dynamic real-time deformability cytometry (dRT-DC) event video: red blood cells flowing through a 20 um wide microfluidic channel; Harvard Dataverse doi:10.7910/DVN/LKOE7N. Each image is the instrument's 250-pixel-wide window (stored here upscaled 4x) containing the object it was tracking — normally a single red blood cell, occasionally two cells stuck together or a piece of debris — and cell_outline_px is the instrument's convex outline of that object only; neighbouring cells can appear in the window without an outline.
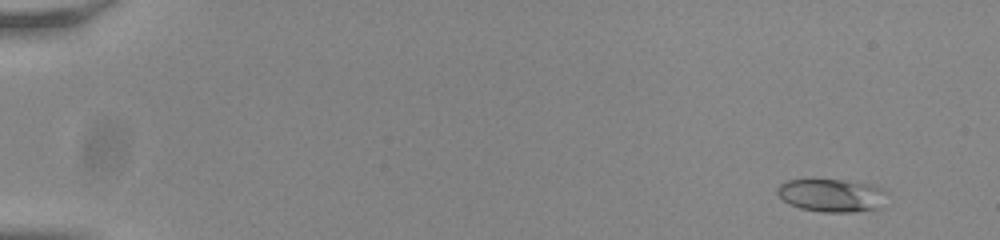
{"species": "common noctule bat (a hibernating species)", "species_latin": "Nyctalus noctula", "temperature_condition": "room temperature", "stored_images_in_passage": 56, "camera_frame_rate_fps": 3000, "um_per_image_px": 0.085, "animal": {"sex": "male", "body_mass_g": 20.0, "forearm_length_mm": 53.3}, "frame": {"image": 1, "passage_image": 5, "time_ms": 1.333, "image_size_px": [1000, 240], "cell_outline_px": [[888, 192], [880, 208], [852, 212], [824, 212], [800, 208], [788, 204], [776, 192], [776, 188], [780, 184], [788, 180], [812, 176], [872, 184]], "centroid_in_image_um": [70.64, 16.56], "position_along_channel_um": 14.4, "area_um2": 21.85}}
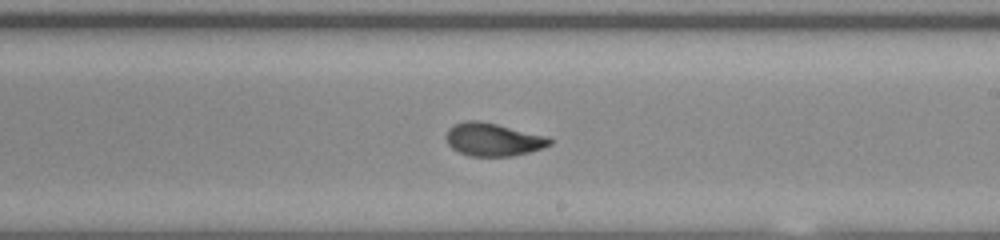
{"frame": {"image": 2, "passage_image": 35, "time_ms": 11.333, "image_size_px": [1000, 240], "cell_outline_px": [[552, 144], [528, 152], [512, 156], [472, 156], [460, 152], [452, 148], [448, 144], [444, 136], [448, 128], [456, 124], [468, 120], [480, 120], [548, 136], [552, 140]], "centroid_in_image_um": [41.89, 11.85], "position_along_channel_um": 247.1, "area_um2": 19.88}}
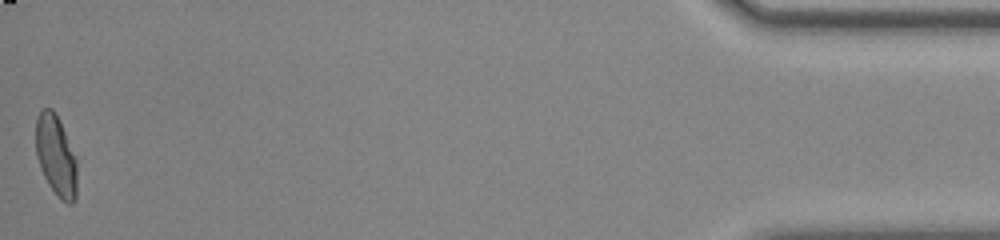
{"frame": {"image": 3, "passage_image": 56, "time_ms": 18.333, "image_size_px": [1000, 240], "cell_outline_px": [[76, 200], [72, 204], [68, 204], [60, 200], [48, 184], [40, 168], [36, 156], [36, 116], [44, 108], [52, 108], [76, 156]], "centroid_in_image_um": [4.75, 13.29], "position_along_channel_um": 430.5, "area_um2": 19.31}, "authors_computed_cell_mechanics": {"area_um2": 19.8254, "velocity_mm_per_s": 3.8216, "shape_relaxation_time_tau1_ms": 5.3763, "shape_relaxation_time_tau2_ms": 1.3284, "deformation_change_tau1": 0.1794, "deformation_change_tau2": 0.0711}}